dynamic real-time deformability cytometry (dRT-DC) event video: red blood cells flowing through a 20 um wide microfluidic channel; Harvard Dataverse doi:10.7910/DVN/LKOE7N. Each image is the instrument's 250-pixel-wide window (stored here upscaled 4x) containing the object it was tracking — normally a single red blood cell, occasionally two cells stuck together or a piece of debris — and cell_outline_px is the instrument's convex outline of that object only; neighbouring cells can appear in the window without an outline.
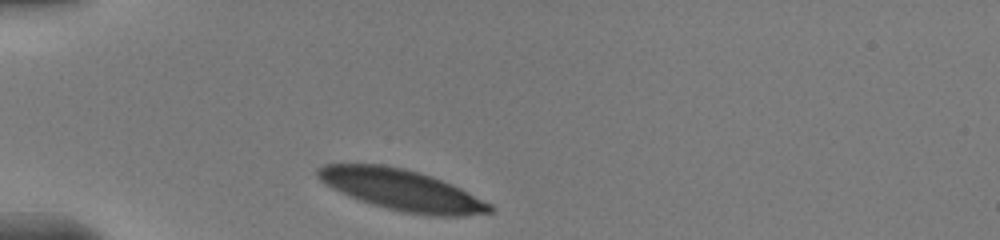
{"species": "human", "species_latin": "Homo sapiens", "temperature_condition": "warm", "stored_images_in_passage": 5, "camera_frame_rate_fps": 3000, "um_per_image_px": 0.085, "donor": {"sex": "male"}, "frame": {"image": 1, "passage_image": 1, "time_ms": 0.0, "image_size_px": [1000, 240], "cell_outline_px": [[496, 208], [492, 212], [464, 216], [436, 216], [404, 212], [372, 204], [348, 196], [332, 188], [320, 180], [316, 176], [316, 168], [324, 164], [380, 164], [400, 168], [432, 176], [452, 184], [492, 204]], "centroid_in_image_um": [34.15, 16.15], "position_along_channel_um": 50.8, "area_um2": 40.86}}
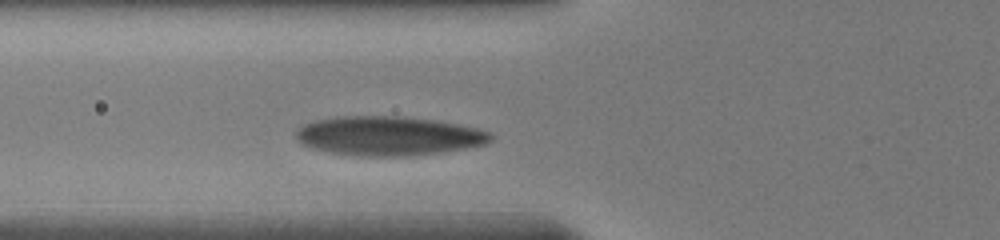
{"frame": {"image": 2, "passage_image": 5, "time_ms": 1.667, "image_size_px": [1000, 240], "cell_outline_px": [[492, 140], [488, 144], [444, 152], [408, 156], [352, 156], [328, 152], [312, 148], [300, 144], [296, 140], [296, 132], [304, 124], [316, 120], [344, 116], [396, 116], [436, 120], [480, 128], [492, 132]], "centroid_in_image_um": [33.06, 11.56], "position_along_channel_um": 92.7, "area_um2": 44.91}}